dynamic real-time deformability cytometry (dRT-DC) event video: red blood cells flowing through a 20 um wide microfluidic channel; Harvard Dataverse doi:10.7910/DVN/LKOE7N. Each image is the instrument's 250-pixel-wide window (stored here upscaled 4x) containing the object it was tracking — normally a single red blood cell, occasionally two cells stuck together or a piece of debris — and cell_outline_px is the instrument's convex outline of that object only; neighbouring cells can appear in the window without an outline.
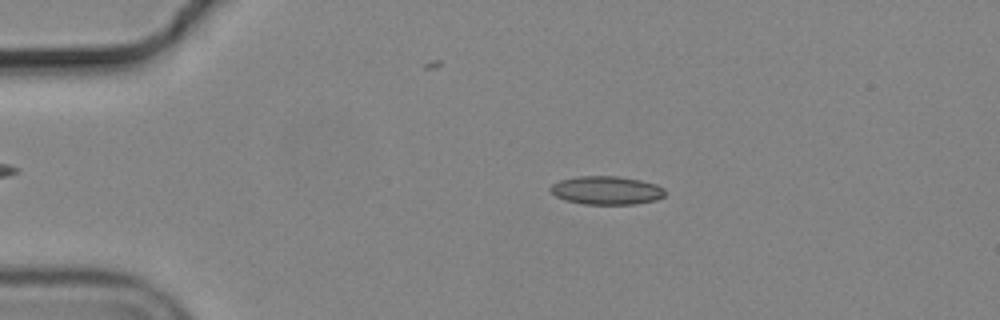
{"species": "common noctule bat (a hibernating species)", "species_latin": "Nyctalus noctula", "temperature_condition": "cold", "stored_images_in_passage": 55, "camera_frame_rate_fps": 3000, "um_per_image_px": 0.085, "animal": {"sex": "male", "body_mass_g": 19.2, "forearm_length_mm": 51.8}, "frame": {"image": 1, "passage_image": 11, "time_ms": 3.333, "image_size_px": [1000, 320], "cell_outline_px": [[664, 196], [656, 200], [632, 204], [584, 204], [564, 200], [556, 196], [548, 188], [552, 184], [560, 180], [576, 176], [616, 176], [640, 180], [656, 184], [664, 188]], "centroid_in_image_um": [51.53, 16.17], "position_along_channel_um": 33.5, "area_um2": 18.96}}
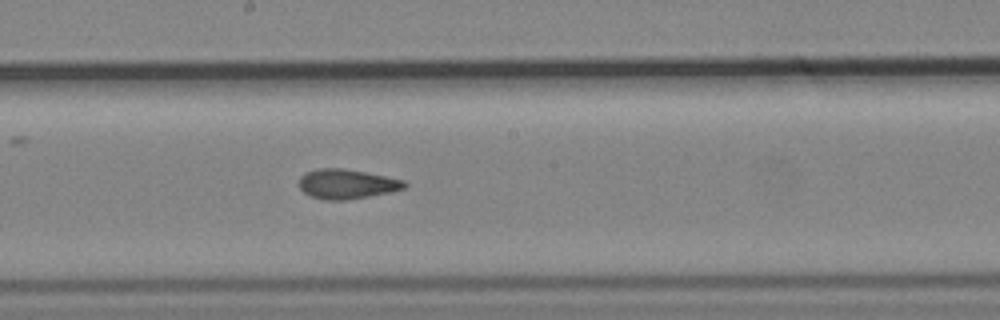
{"frame": {"image": 2, "passage_image": 30, "time_ms": 9.667, "image_size_px": [1000, 320], "cell_outline_px": [[408, 184], [404, 188], [388, 192], [368, 196], [344, 200], [324, 200], [308, 196], [300, 188], [300, 176], [308, 172], [320, 168], [340, 168], [364, 172], [404, 180]], "centroid_in_image_um": [29.45, 15.65], "position_along_channel_um": 218.8, "area_um2": 17.92}}
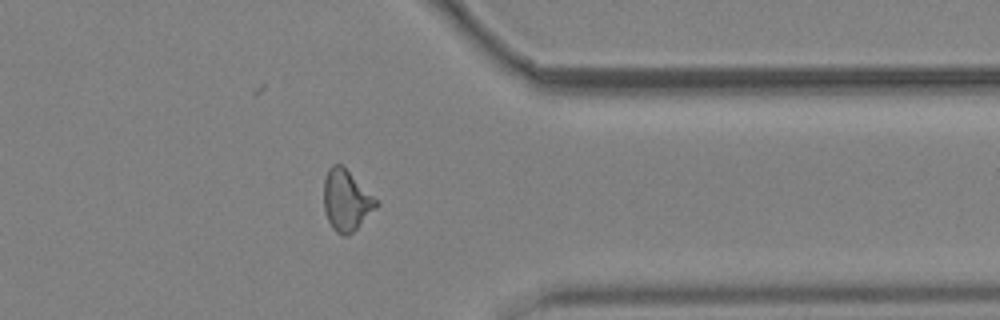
{"frame": {"image": 3, "passage_image": 44, "time_ms": 14.333, "image_size_px": [1000, 320], "cell_outline_px": [[380, 204], [348, 236], [344, 236], [336, 232], [332, 228], [324, 212], [324, 176], [328, 168], [332, 164], [340, 164], [380, 200]], "centroid_in_image_um": [29.44, 17.02], "position_along_channel_um": 382.0, "area_um2": 18.73}, "authors_computed_cell_mechanics": {"area_um2": 18.1492, "velocity_mm_per_s": 3.6919, "shape_relaxation_time_tau1_ms": null, "shape_relaxation_time_tau2_ms": 2.109, "deformation_change_tau1": null, "deformation_change_tau2": 0.0756}}